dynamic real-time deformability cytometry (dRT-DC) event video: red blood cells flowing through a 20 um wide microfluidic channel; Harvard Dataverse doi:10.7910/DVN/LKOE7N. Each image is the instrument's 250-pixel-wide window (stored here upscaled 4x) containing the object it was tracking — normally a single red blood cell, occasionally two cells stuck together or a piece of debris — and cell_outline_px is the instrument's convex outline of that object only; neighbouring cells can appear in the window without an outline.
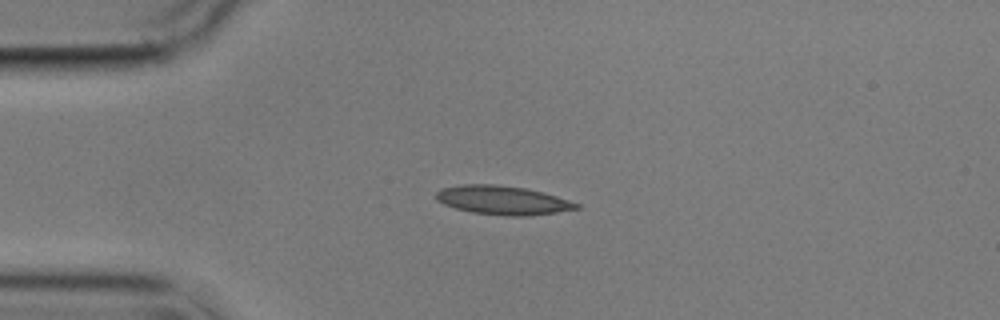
{"species": "common noctule bat (a hibernating species)", "species_latin": "Nyctalus noctula", "temperature_condition": "cold", "stored_images_in_passage": 2, "camera_frame_rate_fps": 3000, "um_per_image_px": 0.085, "animal": {"sex": "male", "body_mass_g": 17.9}, "frame": {"image": 1, "passage_image": 1, "time_ms": 0.0, "image_size_px": [1000, 320], "cell_outline_px": [[580, 208], [556, 212], [528, 216], [504, 216], [472, 212], [456, 208], [444, 204], [436, 200], [436, 192], [440, 188], [464, 184], [492, 184], [524, 188], [544, 192], [580, 204]], "centroid_in_image_um": [42.71, 17.02], "position_along_channel_um": 42.3, "area_um2": 23.52}}